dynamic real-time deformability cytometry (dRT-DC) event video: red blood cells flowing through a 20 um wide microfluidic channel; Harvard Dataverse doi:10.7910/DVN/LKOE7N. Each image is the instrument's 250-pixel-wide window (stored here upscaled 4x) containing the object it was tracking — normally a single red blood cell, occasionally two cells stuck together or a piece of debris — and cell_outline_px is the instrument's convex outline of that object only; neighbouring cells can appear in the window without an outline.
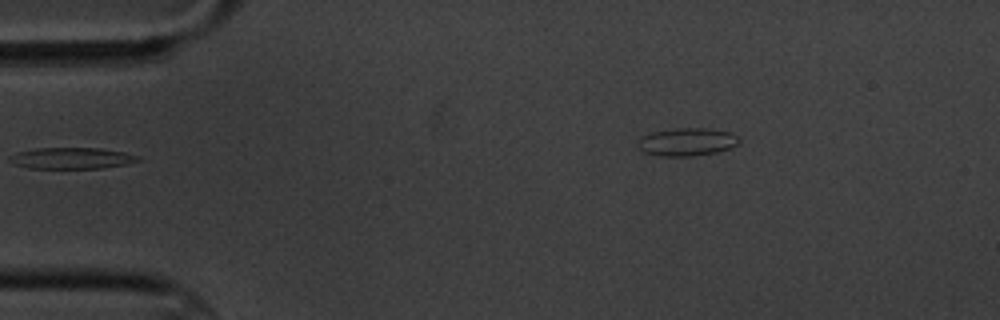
{"species": "common noctule bat (a hibernating species)", "species_latin": "Nyctalus noctula", "temperature_condition": "cold", "stored_images_in_passage": 6, "segment_of_instrument_passage": [2, 2], "camera_frame_rate_fps": 3000, "um_per_image_px": 0.085, "animal": {"sex": "male", "body_mass_g": 20.1, "forearm_length_mm": 53.5}, "frame": {"image": 1, "passage_image": 6, "time_ms": 5.667, "image_size_px": [1000, 320], "cell_outline_px": [[740, 140], [736, 144], [728, 148], [716, 152], [692, 156], [660, 156], [644, 152], [636, 148], [636, 144], [644, 136], [652, 132], [676, 128], [704, 128], [732, 132], [740, 136]], "centroid_in_image_um": [58.38, 12.06], "position_along_channel_um": 26.6, "area_um2": 16.47}}